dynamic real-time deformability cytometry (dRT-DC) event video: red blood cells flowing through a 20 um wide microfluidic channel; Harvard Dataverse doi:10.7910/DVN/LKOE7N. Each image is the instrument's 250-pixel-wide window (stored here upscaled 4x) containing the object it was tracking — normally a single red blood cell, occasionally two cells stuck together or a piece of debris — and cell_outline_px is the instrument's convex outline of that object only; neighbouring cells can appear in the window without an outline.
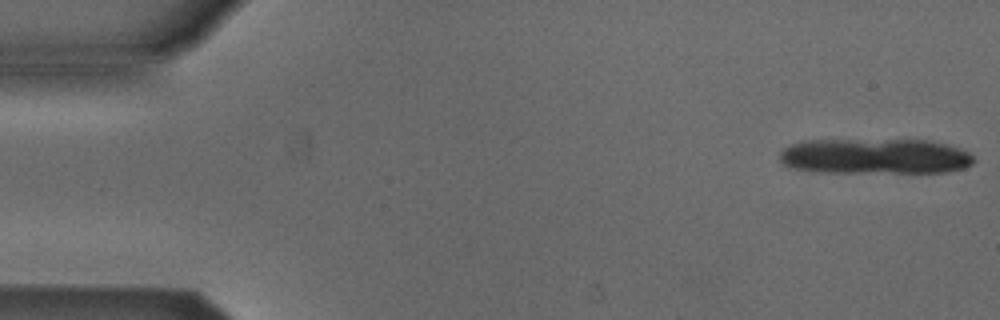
{"species": "Egyptian fruit bat (a non-hibernating species)", "species_latin": "Rousettus aegyptiacus", "temperature_condition": "cold", "stored_images_in_passage": 11, "camera_frame_rate_fps": 3000, "um_per_image_px": 0.085, "animal": {"sex": "male"}, "frame": {"image": 1, "passage_image": 1, "time_ms": 0.0, "image_size_px": [1000, 320], "cell_outline_px": [[976, 160], [972, 164], [964, 168], [948, 172], [820, 172], [788, 168], [780, 164], [780, 152], [784, 148], [792, 144], [804, 140], [928, 140], [944, 144], [968, 152]], "centroid_in_image_um": [74.32, 13.29], "position_along_channel_um": 10.7, "area_um2": 40.29}}